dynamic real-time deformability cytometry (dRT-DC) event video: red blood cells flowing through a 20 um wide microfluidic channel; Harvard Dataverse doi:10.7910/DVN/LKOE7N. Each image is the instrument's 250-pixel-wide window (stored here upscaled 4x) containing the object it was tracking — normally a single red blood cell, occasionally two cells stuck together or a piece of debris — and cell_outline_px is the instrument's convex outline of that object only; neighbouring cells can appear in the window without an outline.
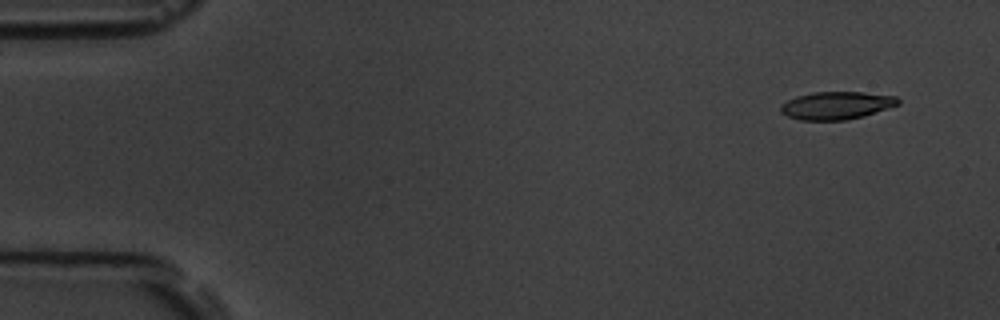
{"species": "common noctule bat (a hibernating species)", "species_latin": "Nyctalus noctula", "temperature_condition": "room temperature", "stored_images_in_passage": 3, "camera_frame_rate_fps": 3000, "um_per_image_px": 0.085, "animal": {"sex": "male", "body_mass_g": 19.5, "forearm_length_mm": 54.6}, "frame": {"image": 1, "passage_image": 1, "time_ms": 0.0, "image_size_px": [1000, 320], "cell_outline_px": [[900, 104], [864, 116], [844, 120], [800, 120], [788, 116], [780, 112], [780, 104], [796, 96], [812, 92], [860, 92], [896, 96], [900, 100]], "centroid_in_image_um": [71.09, 8.96], "position_along_channel_um": 13.9, "area_um2": 19.02}}